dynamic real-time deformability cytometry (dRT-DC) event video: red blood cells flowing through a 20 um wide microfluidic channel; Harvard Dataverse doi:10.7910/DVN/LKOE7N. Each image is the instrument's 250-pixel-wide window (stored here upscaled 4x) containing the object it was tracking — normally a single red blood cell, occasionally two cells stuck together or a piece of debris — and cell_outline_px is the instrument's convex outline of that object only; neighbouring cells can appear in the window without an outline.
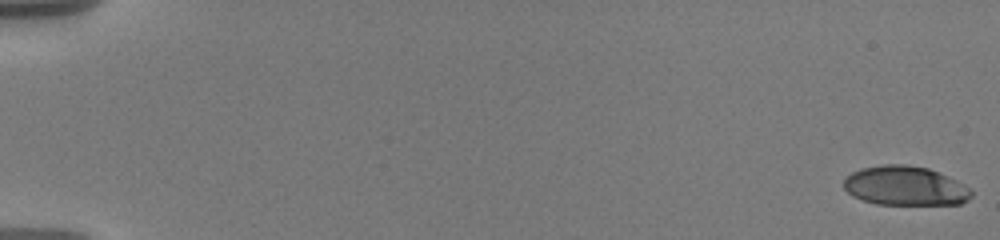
{"species": "human", "species_latin": "Homo sapiens", "temperature_condition": "warm", "stored_images_in_passage": 54, "camera_frame_rate_fps": 3000, "um_per_image_px": 0.085, "donor": {"sex": "male"}, "frame": {"image": 1, "passage_image": 1, "time_ms": 0.0, "image_size_px": [1000, 240], "cell_outline_px": [[972, 196], [968, 200], [960, 204], [876, 204], [852, 196], [844, 188], [844, 176], [860, 168], [884, 164], [904, 164], [928, 168], [956, 180], [968, 188], [972, 192]], "centroid_in_image_um": [76.9, 15.79], "position_along_channel_um": 8.1, "area_um2": 29.19}}
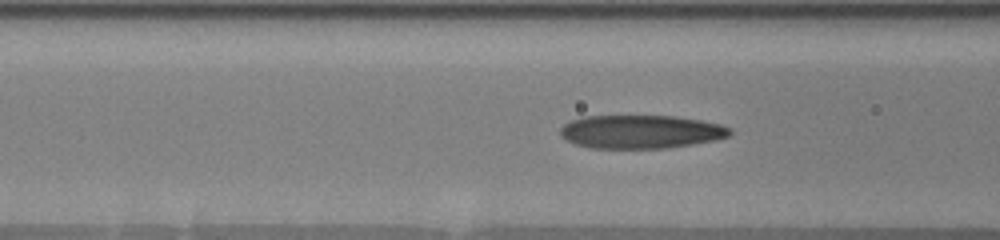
{"frame": {"image": 2, "passage_image": 25, "time_ms": 8.0, "image_size_px": [1000, 240], "cell_outline_px": [[732, 132], [728, 136], [716, 140], [668, 148], [588, 148], [576, 144], [560, 136], [560, 128], [564, 124], [572, 120], [584, 116], [676, 116], [700, 120], [720, 124], [732, 128]], "centroid_in_image_um": [54.48, 11.2], "position_along_channel_um": 112.1, "area_um2": 33.12}}
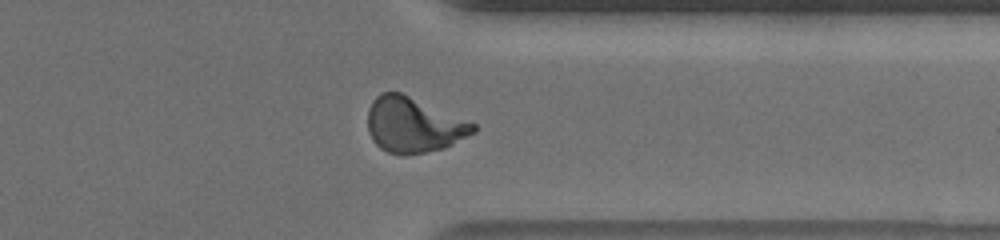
{"frame": {"image": 3, "passage_image": 47, "time_ms": 15.333, "image_size_px": [1000, 240], "cell_outline_px": [[476, 132], [444, 148], [404, 156], [388, 152], [380, 148], [372, 140], [368, 132], [368, 108], [372, 100], [380, 92], [400, 92], [476, 124]], "centroid_in_image_um": [35.11, 10.63], "position_along_channel_um": 376.3, "area_um2": 33.87}}